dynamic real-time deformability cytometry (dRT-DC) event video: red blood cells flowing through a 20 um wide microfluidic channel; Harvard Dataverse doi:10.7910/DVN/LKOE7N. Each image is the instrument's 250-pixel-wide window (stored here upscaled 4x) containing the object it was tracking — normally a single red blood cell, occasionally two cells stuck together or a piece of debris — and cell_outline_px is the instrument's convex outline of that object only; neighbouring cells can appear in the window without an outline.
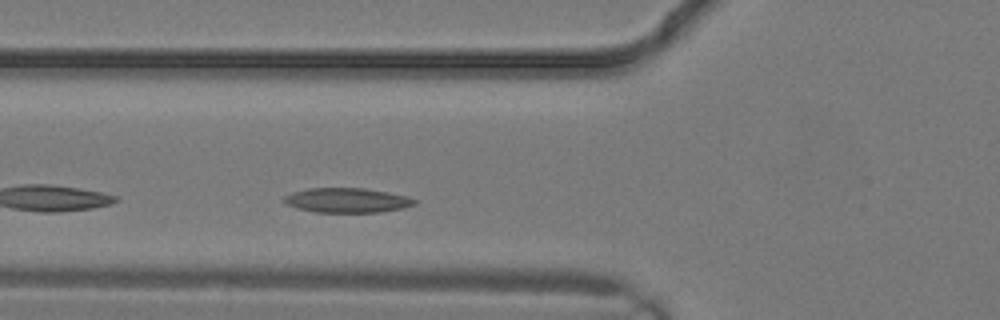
{"species": "common noctule bat (a hibernating species)", "species_latin": "Nyctalus noctula", "temperature_condition": "warm", "stored_images_in_passage": 4, "camera_frame_rate_fps": 3000, "um_per_image_px": 0.085, "animal": {"sex": "male", "body_mass_g": 19.2, "forearm_length_mm": 51.8}, "frame": {"image": 1, "passage_image": 4, "time_ms": 1.0, "image_size_px": [1000, 320], "cell_outline_px": [[416, 204], [404, 208], [380, 212], [316, 212], [296, 208], [284, 204], [280, 200], [284, 196], [292, 192], [308, 188], [364, 188], [388, 192], [408, 196], [416, 200]], "centroid_in_image_um": [29.46, 17.02], "position_along_channel_um": 96.3, "area_um2": 18.96}}